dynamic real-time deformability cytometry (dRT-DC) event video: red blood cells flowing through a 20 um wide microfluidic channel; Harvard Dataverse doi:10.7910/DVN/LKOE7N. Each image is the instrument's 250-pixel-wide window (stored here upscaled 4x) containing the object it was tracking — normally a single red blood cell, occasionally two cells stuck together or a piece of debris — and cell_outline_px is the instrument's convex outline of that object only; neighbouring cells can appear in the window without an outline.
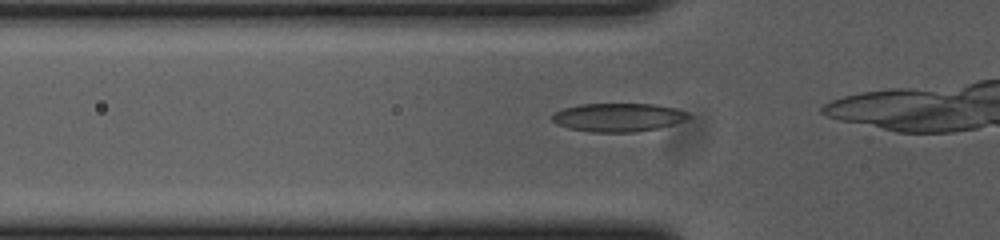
{"species": "common noctule bat (a hibernating species)", "species_latin": "Nyctalus noctula", "temperature_condition": "cold", "stored_images_in_passage": 28, "camera_frame_rate_fps": 3000, "um_per_image_px": 0.085, "animal": {"sex": "female", "body_mass_g": 23.0, "forearm_length_mm": 53.4}, "frame": {"image": 1, "passage_image": 3, "time_ms": 0.667, "image_size_px": [1000, 240], "cell_outline_px": [[692, 116], [684, 120], [660, 128], [632, 132], [588, 132], [568, 128], [556, 124], [552, 120], [552, 116], [556, 112], [564, 108], [580, 104], [656, 104], [676, 108], [688, 112]], "centroid_in_image_um": [52.56, 9.97], "position_along_channel_um": 73.2, "area_um2": 22.66}}
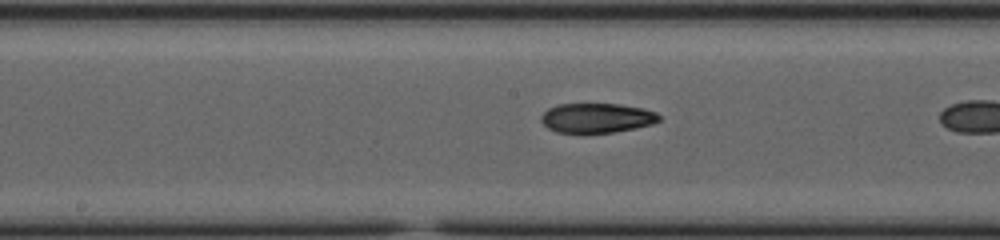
{"frame": {"image": 2, "passage_image": 13, "time_ms": 4.0, "image_size_px": [1000, 240], "cell_outline_px": [[660, 120], [652, 124], [636, 128], [612, 132], [556, 132], [548, 128], [540, 120], [540, 116], [548, 108], [560, 104], [620, 104], [644, 108], [656, 112], [660, 116]], "centroid_in_image_um": [50.74, 10.01], "position_along_channel_um": 197.5, "area_um2": 20.29}}
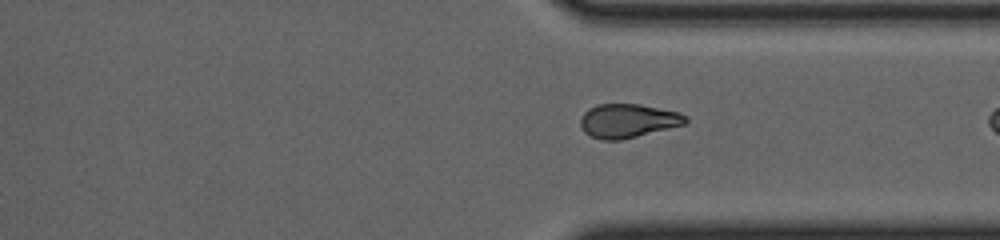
{"frame": {"image": 3, "passage_image": 26, "time_ms": 8.333, "image_size_px": [1000, 240], "cell_outline_px": [[688, 120], [684, 124], [620, 140], [600, 140], [584, 132], [580, 124], [580, 120], [584, 112], [588, 108], [596, 104], [640, 104], [680, 112], [688, 116]], "centroid_in_image_um": [53.36, 10.25], "position_along_channel_um": 358.0, "area_um2": 20.69}}